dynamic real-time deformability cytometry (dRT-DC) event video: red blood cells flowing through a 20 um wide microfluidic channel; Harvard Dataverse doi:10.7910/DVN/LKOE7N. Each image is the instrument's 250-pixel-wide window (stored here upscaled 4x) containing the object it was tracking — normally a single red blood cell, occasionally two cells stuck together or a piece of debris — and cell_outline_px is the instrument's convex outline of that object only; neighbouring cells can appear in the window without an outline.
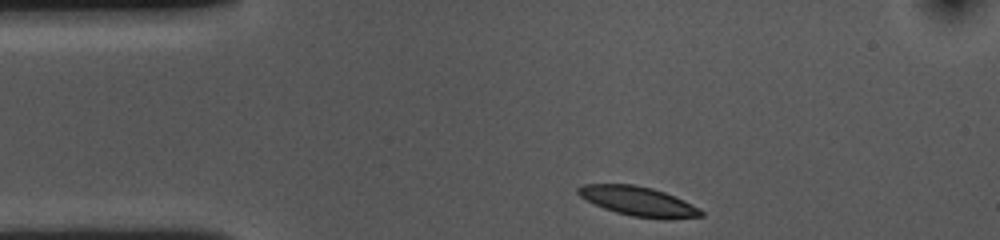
{"species": "common noctule bat (a hibernating species)", "species_latin": "Nyctalus noctula", "temperature_condition": "cold", "stored_images_in_passage": 35, "camera_frame_rate_fps": 3000, "um_per_image_px": 0.085, "animal": {"sex": "female", "body_mass_g": 10.0, "forearm_length_mm": 53.1}, "frame": {"image": 1, "passage_image": 1, "time_ms": 0.0, "image_size_px": [1000, 240], "cell_outline_px": [[704, 216], [668, 220], [664, 220], [632, 216], [616, 212], [604, 208], [580, 196], [576, 192], [576, 188], [584, 184], [632, 184], [652, 188], [664, 192], [684, 200], [700, 208], [704, 212]], "centroid_in_image_um": [54.31, 17.12], "position_along_channel_um": 30.7, "area_um2": 21.15}}
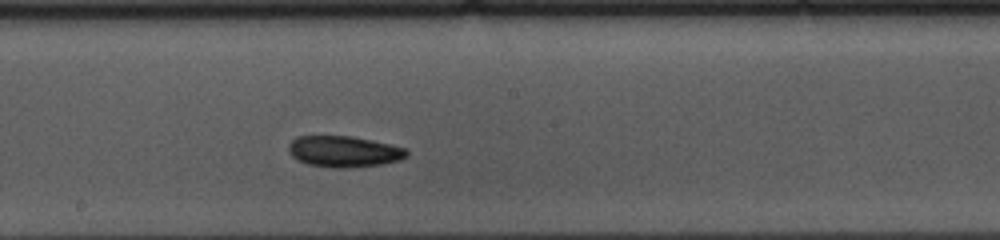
{"frame": {"image": 2, "passage_image": 20, "time_ms": 6.333, "image_size_px": [1000, 240], "cell_outline_px": [[408, 156], [400, 160], [384, 164], [352, 168], [332, 168], [308, 164], [292, 156], [288, 152], [288, 144], [296, 136], [348, 136], [408, 148]], "centroid_in_image_um": [29.24, 12.89], "position_along_channel_um": 219.0, "area_um2": 21.5}}
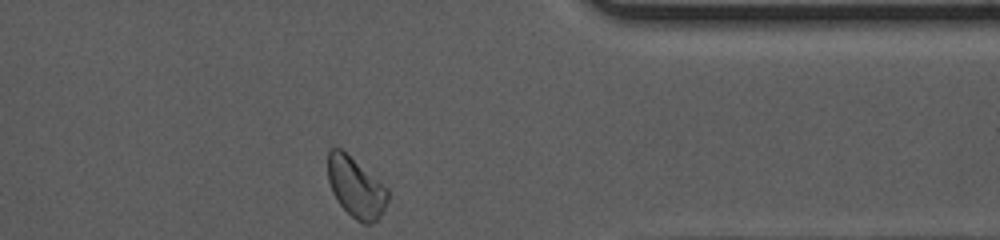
{"frame": {"image": 3, "passage_image": 35, "time_ms": 11.333, "image_size_px": [1000, 240], "cell_outline_px": [[388, 200], [380, 216], [372, 224], [364, 224], [356, 220], [336, 200], [332, 192], [328, 180], [328, 152], [332, 148], [340, 148], [388, 188]], "centroid_in_image_um": [30.24, 15.95], "position_along_channel_um": 381.2, "area_um2": 20.75}, "authors_computed_cell_mechanics": {"area_um2": 21.1548, "velocity_mm_per_s": 3.5529, "shape_relaxation_time_tau1_ms": 3.0525, "shape_relaxation_time_tau2_ms": 9.8379, "deformation_change_tau1": 0.0803, "deformation_change_tau2": 0.1502}}